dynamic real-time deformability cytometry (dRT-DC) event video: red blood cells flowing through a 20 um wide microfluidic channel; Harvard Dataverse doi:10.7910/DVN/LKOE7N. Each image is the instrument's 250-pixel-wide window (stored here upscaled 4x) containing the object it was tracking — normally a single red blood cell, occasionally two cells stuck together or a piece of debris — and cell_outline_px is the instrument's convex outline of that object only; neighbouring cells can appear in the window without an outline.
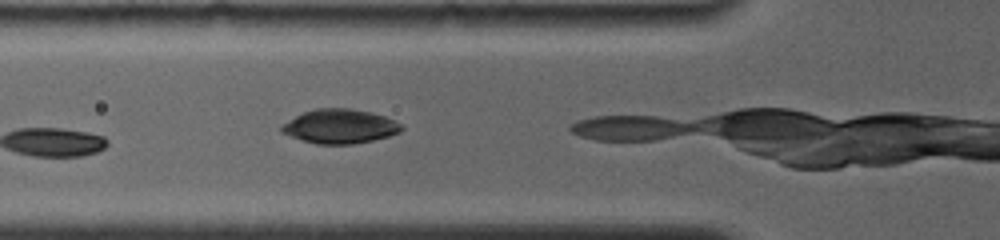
{"species": "common noctule bat (a hibernating species)", "species_latin": "Nyctalus noctula", "temperature_condition": "room temperature", "stored_images_in_passage": 4, "camera_frame_rate_fps": 4000, "um_per_image_px": 0.085, "animal": {"sex": "female", "body_mass_g": 19.0, "forearm_length_mm": 56.7}, "frame": {"image": 1, "passage_image": 3, "time_ms": 1.0, "image_size_px": [1000, 240], "cell_outline_px": [[404, 128], [400, 132], [388, 136], [372, 140], [352, 144], [316, 144], [300, 140], [280, 132], [280, 124], [304, 112], [316, 108], [348, 108], [372, 112], [384, 116], [400, 124]], "centroid_in_image_um": [28.84, 10.74], "position_along_channel_um": 97.0, "area_um2": 23.93}}